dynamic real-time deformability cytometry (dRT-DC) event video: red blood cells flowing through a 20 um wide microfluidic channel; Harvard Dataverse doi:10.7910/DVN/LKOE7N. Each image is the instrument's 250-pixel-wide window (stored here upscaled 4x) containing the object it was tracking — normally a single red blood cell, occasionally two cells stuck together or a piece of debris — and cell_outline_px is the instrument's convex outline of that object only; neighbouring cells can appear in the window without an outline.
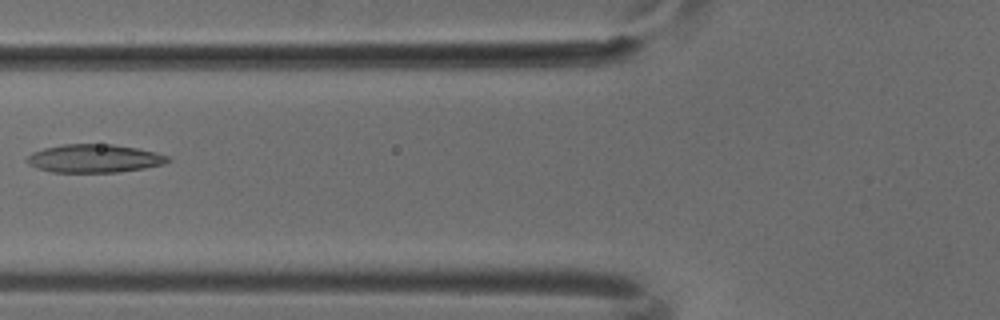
{"species": "common noctule bat (a hibernating species)", "species_latin": "Nyctalus noctula", "temperature_condition": "cold", "stored_images_in_passage": 7, "camera_frame_rate_fps": 3000, "um_per_image_px": 0.085, "animal": {"sex": "male", "body_mass_g": 18.8}, "frame": {"image": 1, "passage_image": 6, "time_ms": 1.667, "image_size_px": [1000, 320], "cell_outline_px": [[172, 160], [164, 164], [144, 168], [116, 172], [52, 172], [36, 168], [28, 164], [28, 156], [32, 152], [44, 148], [64, 144], [112, 144], [136, 148], [156, 152], [168, 156]], "centroid_in_image_um": [8.02, 13.47], "position_along_channel_um": 117.8, "area_um2": 23.12}}
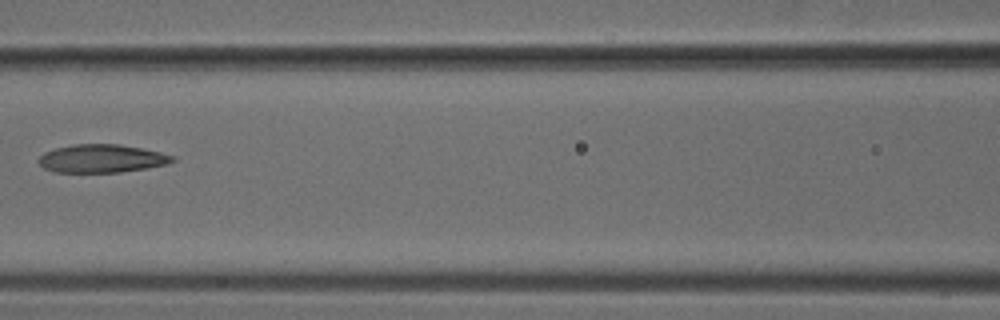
{"frame": {"image": 2, "passage_image": 7, "time_ms": 2.0, "image_size_px": [1000, 320], "cell_outline_px": [[176, 160], [168, 164], [148, 168], [120, 172], [56, 172], [44, 168], [36, 160], [44, 152], [56, 148], [72, 144], [120, 144], [160, 152], [176, 156]], "centroid_in_image_um": [8.66, 13.47], "position_along_channel_um": 157.9, "area_um2": 22.08}}